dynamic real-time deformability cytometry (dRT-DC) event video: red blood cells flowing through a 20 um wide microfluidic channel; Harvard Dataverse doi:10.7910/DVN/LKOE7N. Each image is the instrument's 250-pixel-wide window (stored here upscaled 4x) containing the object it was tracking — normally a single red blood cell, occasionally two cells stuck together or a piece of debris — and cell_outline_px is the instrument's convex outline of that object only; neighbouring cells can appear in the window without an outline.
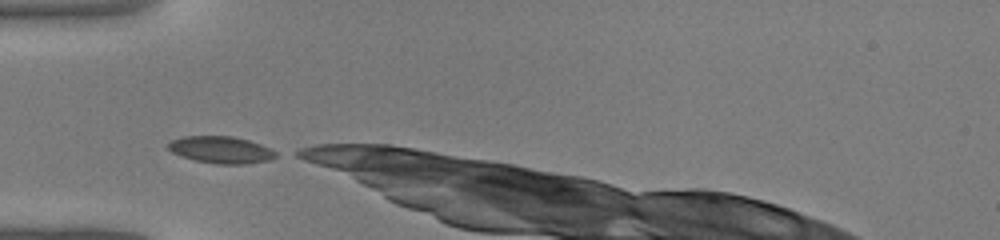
{"species": "common noctule bat (a hibernating species)", "species_latin": "Nyctalus noctula", "temperature_condition": "warm", "stored_images_in_passage": 14, "camera_frame_rate_fps": 3000, "um_per_image_px": 0.085, "animal": {"sex": "male", "body_mass_g": 19.0, "forearm_length_mm": 50.8}, "frame": {"image": 1, "passage_image": 1, "time_ms": 0.0, "image_size_px": [1000, 240], "cell_outline_px": [[280, 156], [272, 160], [244, 164], [216, 164], [196, 160], [180, 156], [172, 152], [168, 148], [168, 144], [172, 140], [184, 136], [232, 136], [248, 140], [272, 148], [280, 152]], "centroid_in_image_um": [18.87, 12.74], "position_along_channel_um": 66.1, "area_um2": 17.17}}